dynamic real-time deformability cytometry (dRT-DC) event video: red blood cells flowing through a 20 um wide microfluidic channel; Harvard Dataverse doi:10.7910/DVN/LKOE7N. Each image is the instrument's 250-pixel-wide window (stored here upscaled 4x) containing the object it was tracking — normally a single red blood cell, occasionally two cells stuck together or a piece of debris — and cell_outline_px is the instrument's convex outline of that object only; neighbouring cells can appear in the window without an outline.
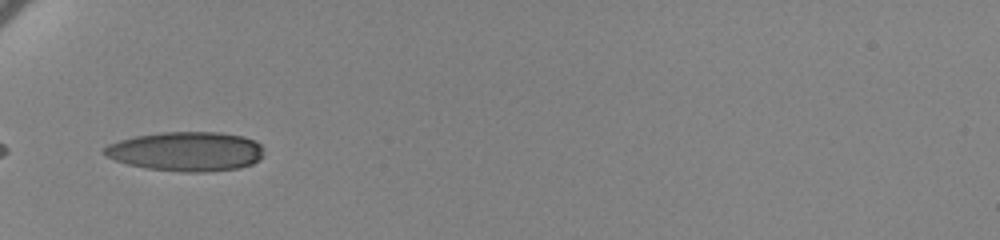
{"species": "human", "species_latin": "Homo sapiens", "temperature_condition": "cold", "stored_images_in_passage": 38, "camera_frame_rate_fps": 3000, "um_per_image_px": 0.085, "donor": {"sex": "female"}, "frame": {"image": 1, "passage_image": 1, "time_ms": 0.0, "image_size_px": [1000, 240], "cell_outline_px": [[264, 148], [260, 160], [252, 164], [240, 168], [204, 172], [184, 172], [148, 168], [128, 164], [116, 160], [108, 156], [104, 152], [104, 148], [108, 144], [120, 140], [136, 136], [160, 132], [220, 132], [244, 136], [260, 144]], "centroid_in_image_um": [15.87, 12.87], "position_along_channel_um": 69.1, "area_um2": 36.53}}
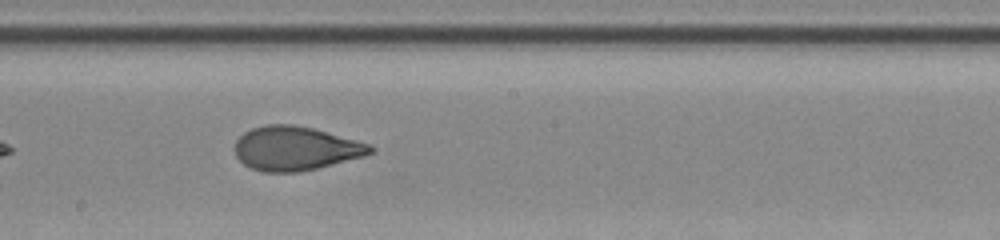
{"frame": {"image": 2, "passage_image": 15, "time_ms": 4.667, "image_size_px": [1000, 240], "cell_outline_px": [[376, 148], [372, 152], [364, 156], [300, 172], [264, 172], [248, 168], [236, 156], [232, 148], [236, 140], [244, 132], [252, 128], [264, 124], [292, 124], [312, 128], [372, 144]], "centroid_in_image_um": [25.08, 12.61], "position_along_channel_um": 223.1, "area_um2": 34.97}}
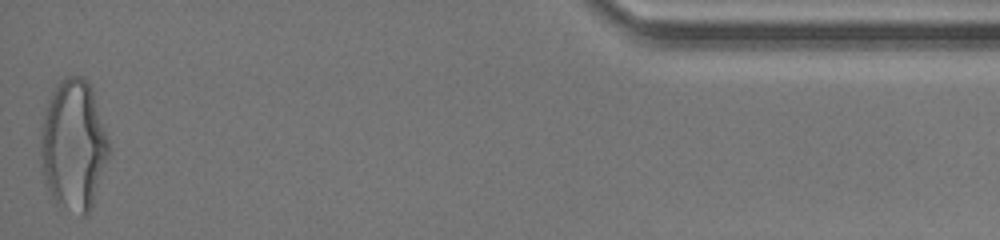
{"frame": {"image": 3, "passage_image": 38, "time_ms": 12.333, "image_size_px": [1000, 240], "cell_outline_px": [[108, 156], [92, 204], [88, 212], [84, 216], [60, 208], [56, 204], [48, 188], [40, 164], [40, 148], [44, 116], [48, 104], [60, 80], [64, 76], [84, 76], [88, 80], [92, 88], [108, 140]], "centroid_in_image_um": [6.24, 12.35], "position_along_channel_um": 429.0, "area_um2": 51.15}, "authors_computed_cell_mechanics": {"area_um2": 35.3158, "velocity_mm_per_s": 3.4494, "shape_relaxation_time_tau1_ms": 3.8402, "shape_relaxation_time_tau2_ms": 0.9737, "deformation_change_tau1": 0.1643, "deformation_change_tau2": 0.0692}}